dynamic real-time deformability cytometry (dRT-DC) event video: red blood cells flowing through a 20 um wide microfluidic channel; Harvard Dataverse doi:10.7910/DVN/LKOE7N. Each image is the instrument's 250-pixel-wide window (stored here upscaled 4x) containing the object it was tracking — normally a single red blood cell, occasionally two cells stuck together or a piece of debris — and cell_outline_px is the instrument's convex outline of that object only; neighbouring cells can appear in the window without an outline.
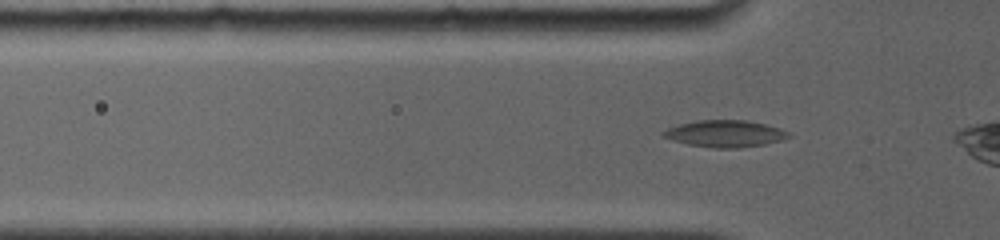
{"species": "common noctule bat (a hibernating species)", "species_latin": "Nyctalus noctula", "temperature_condition": "room temperature", "stored_images_in_passage": 39, "camera_frame_rate_fps": 4000, "um_per_image_px": 0.085, "animal": {"sex": "female", "body_mass_g": 19.0, "forearm_length_mm": 56.7}, "frame": {"image": 1, "passage_image": 7, "time_ms": 1.0, "image_size_px": [1000, 240], "cell_outline_px": [[792, 136], [780, 140], [764, 144], [732, 148], [716, 148], [688, 144], [660, 136], [660, 132], [668, 128], [680, 124], [696, 120], [744, 120], [764, 124], [780, 128], [788, 132]], "centroid_in_image_um": [61.59, 11.35], "position_along_channel_um": 64.2, "area_um2": 19.36}}
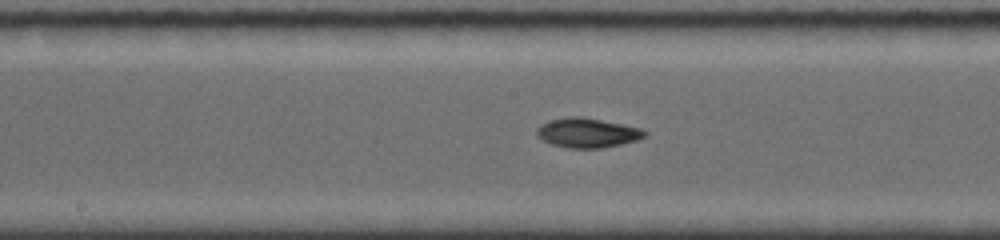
{"frame": {"image": 2, "passage_image": 20, "time_ms": 4.5, "image_size_px": [1000, 240], "cell_outline_px": [[648, 136], [636, 140], [620, 144], [600, 148], [568, 148], [552, 144], [536, 136], [536, 128], [540, 124], [552, 120], [568, 116], [584, 116], [640, 128], [648, 132]], "centroid_in_image_um": [49.92, 11.28], "position_along_channel_um": 198.3, "area_um2": 18.61}}
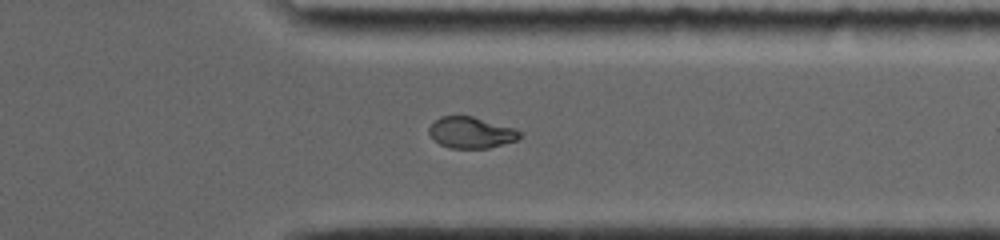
{"frame": {"image": 3, "passage_image": 33, "time_ms": 9.0, "image_size_px": [1000, 240], "cell_outline_px": [[520, 136], [516, 140], [488, 148], [448, 148], [440, 144], [428, 132], [428, 128], [440, 116], [472, 116], [516, 128], [520, 132]], "centroid_in_image_um": [40.04, 11.26], "position_along_channel_um": 371.4, "area_um2": 16.36}}